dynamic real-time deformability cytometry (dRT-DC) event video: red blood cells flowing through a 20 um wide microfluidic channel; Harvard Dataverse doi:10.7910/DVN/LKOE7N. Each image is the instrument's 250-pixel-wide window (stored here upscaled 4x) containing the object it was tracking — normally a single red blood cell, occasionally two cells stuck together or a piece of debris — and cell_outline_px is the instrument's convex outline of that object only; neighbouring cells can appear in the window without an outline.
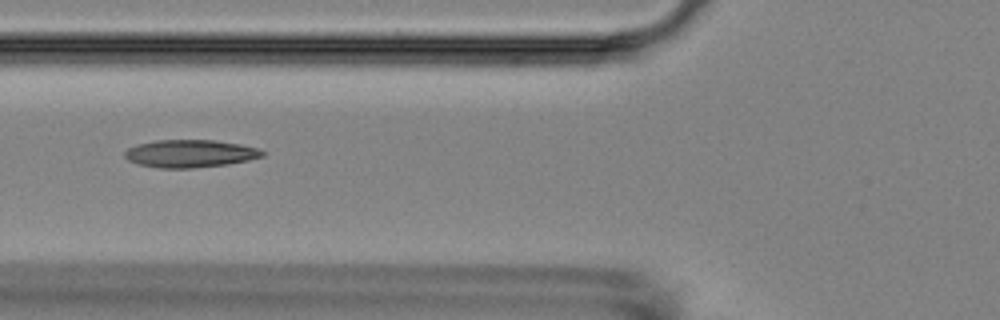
{"species": "Egyptian fruit bat (a non-hibernating species)", "species_latin": "Rousettus aegyptiacus", "temperature_condition": "room temperature", "stored_images_in_passage": 41, "camera_frame_rate_fps": 3000, "um_per_image_px": 0.085, "animal": {"sex": "female"}, "frame": {"image": 1, "passage_image": 10, "time_ms": 3.0, "image_size_px": [1000, 320], "cell_outline_px": [[268, 152], [264, 156], [248, 160], [228, 164], [192, 168], [156, 168], [140, 164], [128, 160], [124, 156], [124, 152], [128, 148], [136, 144], [156, 140], [216, 140], [240, 144], [256, 148]], "centroid_in_image_um": [16.16, 13.05], "position_along_channel_um": 109.6, "area_um2": 22.31}}
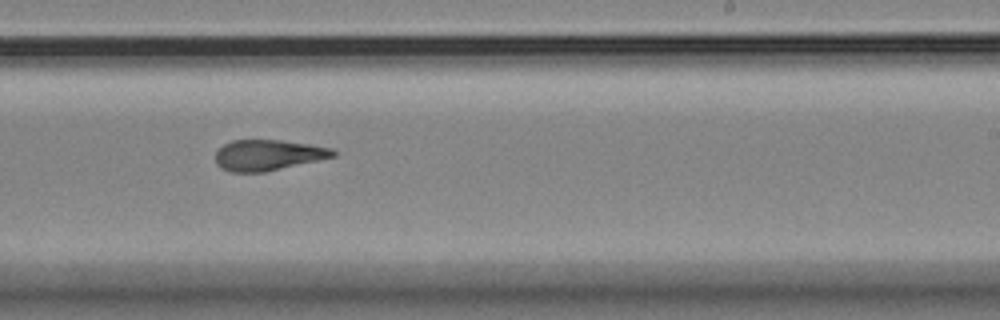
{"frame": {"image": 2, "passage_image": 23, "time_ms": 7.333, "image_size_px": [1000, 320], "cell_outline_px": [[336, 156], [264, 172], [232, 172], [220, 168], [216, 164], [216, 152], [224, 144], [232, 140], [280, 140], [308, 144], [332, 148], [336, 152]], "centroid_in_image_um": [22.76, 13.18], "position_along_channel_um": 266.2, "area_um2": 20.92}}
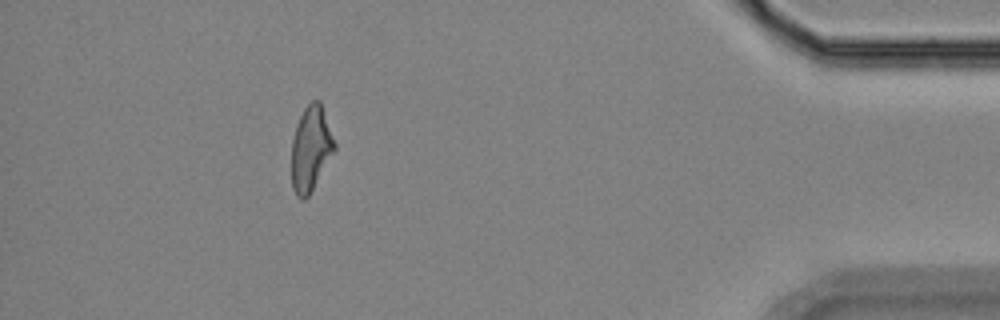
{"frame": {"image": 3, "passage_image": 39, "time_ms": 12.667, "image_size_px": [1000, 320], "cell_outline_px": [[336, 148], [308, 196], [304, 200], [300, 200], [296, 196], [292, 188], [292, 140], [296, 124], [304, 108], [312, 100], [320, 100], [336, 144]], "centroid_in_image_um": [26.41, 12.63], "position_along_channel_um": 408.8, "area_um2": 21.15}}